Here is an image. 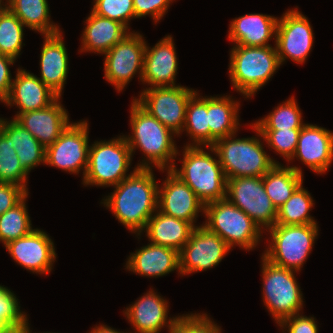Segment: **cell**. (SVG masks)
<instances>
[{
  "label": "cell",
  "instance_id": "obj_1",
  "mask_svg": "<svg viewBox=\"0 0 333 333\" xmlns=\"http://www.w3.org/2000/svg\"><path fill=\"white\" fill-rule=\"evenodd\" d=\"M153 168H137L115 185L113 192L102 199L116 219L131 233L140 237L148 220L158 209V187Z\"/></svg>",
  "mask_w": 333,
  "mask_h": 333
},
{
  "label": "cell",
  "instance_id": "obj_2",
  "mask_svg": "<svg viewBox=\"0 0 333 333\" xmlns=\"http://www.w3.org/2000/svg\"><path fill=\"white\" fill-rule=\"evenodd\" d=\"M130 108L129 125L132 133L131 135H124V137L132 156L134 155L133 152L135 153L134 150L138 148L145 156L136 167H156L163 172L171 169L176 164L174 160L179 154V149H177L173 140L176 134L144 110L134 99Z\"/></svg>",
  "mask_w": 333,
  "mask_h": 333
},
{
  "label": "cell",
  "instance_id": "obj_3",
  "mask_svg": "<svg viewBox=\"0 0 333 333\" xmlns=\"http://www.w3.org/2000/svg\"><path fill=\"white\" fill-rule=\"evenodd\" d=\"M183 148L182 167L177 169L174 165L170 170L195 192L204 205L225 199L226 177L219 158L216 159L218 155L215 149L212 146L186 145Z\"/></svg>",
  "mask_w": 333,
  "mask_h": 333
},
{
  "label": "cell",
  "instance_id": "obj_4",
  "mask_svg": "<svg viewBox=\"0 0 333 333\" xmlns=\"http://www.w3.org/2000/svg\"><path fill=\"white\" fill-rule=\"evenodd\" d=\"M250 126L257 137L240 139L234 134L220 138L212 145L226 180L246 176L263 177L275 164H281L267 154L263 147L262 134L253 124Z\"/></svg>",
  "mask_w": 333,
  "mask_h": 333
},
{
  "label": "cell",
  "instance_id": "obj_5",
  "mask_svg": "<svg viewBox=\"0 0 333 333\" xmlns=\"http://www.w3.org/2000/svg\"><path fill=\"white\" fill-rule=\"evenodd\" d=\"M280 67L276 47L234 45L230 51L229 78L236 92L251 98Z\"/></svg>",
  "mask_w": 333,
  "mask_h": 333
},
{
  "label": "cell",
  "instance_id": "obj_6",
  "mask_svg": "<svg viewBox=\"0 0 333 333\" xmlns=\"http://www.w3.org/2000/svg\"><path fill=\"white\" fill-rule=\"evenodd\" d=\"M131 161L132 153L124 135L107 141H96L89 148L88 166L82 184L114 187L137 169L134 167L130 174L127 173Z\"/></svg>",
  "mask_w": 333,
  "mask_h": 333
},
{
  "label": "cell",
  "instance_id": "obj_7",
  "mask_svg": "<svg viewBox=\"0 0 333 333\" xmlns=\"http://www.w3.org/2000/svg\"><path fill=\"white\" fill-rule=\"evenodd\" d=\"M204 215L207 219L203 226L220 236L231 249L239 246L253 250L261 241L260 227L226 198L205 204Z\"/></svg>",
  "mask_w": 333,
  "mask_h": 333
},
{
  "label": "cell",
  "instance_id": "obj_8",
  "mask_svg": "<svg viewBox=\"0 0 333 333\" xmlns=\"http://www.w3.org/2000/svg\"><path fill=\"white\" fill-rule=\"evenodd\" d=\"M318 225H279L269 228L270 243L262 256L271 263L301 271L318 238Z\"/></svg>",
  "mask_w": 333,
  "mask_h": 333
},
{
  "label": "cell",
  "instance_id": "obj_9",
  "mask_svg": "<svg viewBox=\"0 0 333 333\" xmlns=\"http://www.w3.org/2000/svg\"><path fill=\"white\" fill-rule=\"evenodd\" d=\"M261 259L264 305L279 324L302 312L303 294L294 274L297 271L277 266L263 256Z\"/></svg>",
  "mask_w": 333,
  "mask_h": 333
},
{
  "label": "cell",
  "instance_id": "obj_10",
  "mask_svg": "<svg viewBox=\"0 0 333 333\" xmlns=\"http://www.w3.org/2000/svg\"><path fill=\"white\" fill-rule=\"evenodd\" d=\"M196 92L197 90L181 85L146 87L139 98L133 99L178 137L184 129L188 101Z\"/></svg>",
  "mask_w": 333,
  "mask_h": 333
},
{
  "label": "cell",
  "instance_id": "obj_11",
  "mask_svg": "<svg viewBox=\"0 0 333 333\" xmlns=\"http://www.w3.org/2000/svg\"><path fill=\"white\" fill-rule=\"evenodd\" d=\"M225 198L244 211L262 231L275 225L277 209L265 191L263 177L227 179Z\"/></svg>",
  "mask_w": 333,
  "mask_h": 333
},
{
  "label": "cell",
  "instance_id": "obj_12",
  "mask_svg": "<svg viewBox=\"0 0 333 333\" xmlns=\"http://www.w3.org/2000/svg\"><path fill=\"white\" fill-rule=\"evenodd\" d=\"M146 41L139 32L132 31L113 48L104 53V78L118 92L124 90L138 73L142 82Z\"/></svg>",
  "mask_w": 333,
  "mask_h": 333
},
{
  "label": "cell",
  "instance_id": "obj_13",
  "mask_svg": "<svg viewBox=\"0 0 333 333\" xmlns=\"http://www.w3.org/2000/svg\"><path fill=\"white\" fill-rule=\"evenodd\" d=\"M89 124L86 120L72 122L46 147L45 164L71 174L86 173L89 157Z\"/></svg>",
  "mask_w": 333,
  "mask_h": 333
},
{
  "label": "cell",
  "instance_id": "obj_14",
  "mask_svg": "<svg viewBox=\"0 0 333 333\" xmlns=\"http://www.w3.org/2000/svg\"><path fill=\"white\" fill-rule=\"evenodd\" d=\"M297 8L288 9L277 21L274 46L280 65L284 64L287 58L297 64L305 63L313 46L312 26Z\"/></svg>",
  "mask_w": 333,
  "mask_h": 333
},
{
  "label": "cell",
  "instance_id": "obj_15",
  "mask_svg": "<svg viewBox=\"0 0 333 333\" xmlns=\"http://www.w3.org/2000/svg\"><path fill=\"white\" fill-rule=\"evenodd\" d=\"M231 248L217 234L203 224L195 227L188 242L179 251V268L182 276L202 272L217 266Z\"/></svg>",
  "mask_w": 333,
  "mask_h": 333
},
{
  "label": "cell",
  "instance_id": "obj_16",
  "mask_svg": "<svg viewBox=\"0 0 333 333\" xmlns=\"http://www.w3.org/2000/svg\"><path fill=\"white\" fill-rule=\"evenodd\" d=\"M5 248L16 263L33 274L51 272L57 255L50 236L38 228L9 242Z\"/></svg>",
  "mask_w": 333,
  "mask_h": 333
},
{
  "label": "cell",
  "instance_id": "obj_17",
  "mask_svg": "<svg viewBox=\"0 0 333 333\" xmlns=\"http://www.w3.org/2000/svg\"><path fill=\"white\" fill-rule=\"evenodd\" d=\"M167 178L158 187V210L168 216L191 223L194 227L204 203L195 192L170 169Z\"/></svg>",
  "mask_w": 333,
  "mask_h": 333
},
{
  "label": "cell",
  "instance_id": "obj_18",
  "mask_svg": "<svg viewBox=\"0 0 333 333\" xmlns=\"http://www.w3.org/2000/svg\"><path fill=\"white\" fill-rule=\"evenodd\" d=\"M168 308V301L151 289L126 307L123 314L135 333H159L165 327L170 333L178 316L168 319Z\"/></svg>",
  "mask_w": 333,
  "mask_h": 333
},
{
  "label": "cell",
  "instance_id": "obj_19",
  "mask_svg": "<svg viewBox=\"0 0 333 333\" xmlns=\"http://www.w3.org/2000/svg\"><path fill=\"white\" fill-rule=\"evenodd\" d=\"M295 157L317 174H325L333 161V132L316 124H305L300 131Z\"/></svg>",
  "mask_w": 333,
  "mask_h": 333
},
{
  "label": "cell",
  "instance_id": "obj_20",
  "mask_svg": "<svg viewBox=\"0 0 333 333\" xmlns=\"http://www.w3.org/2000/svg\"><path fill=\"white\" fill-rule=\"evenodd\" d=\"M177 60L171 35H165L152 48L146 43L142 83L150 85L148 88L177 86Z\"/></svg>",
  "mask_w": 333,
  "mask_h": 333
},
{
  "label": "cell",
  "instance_id": "obj_21",
  "mask_svg": "<svg viewBox=\"0 0 333 333\" xmlns=\"http://www.w3.org/2000/svg\"><path fill=\"white\" fill-rule=\"evenodd\" d=\"M60 99L61 97H58L46 108L16 113L13 117L45 148L53 144L70 124L68 111L63 107Z\"/></svg>",
  "mask_w": 333,
  "mask_h": 333
},
{
  "label": "cell",
  "instance_id": "obj_22",
  "mask_svg": "<svg viewBox=\"0 0 333 333\" xmlns=\"http://www.w3.org/2000/svg\"><path fill=\"white\" fill-rule=\"evenodd\" d=\"M57 98L36 75L19 67L9 96L3 103L10 107L16 105L19 108L17 113H26L46 108Z\"/></svg>",
  "mask_w": 333,
  "mask_h": 333
},
{
  "label": "cell",
  "instance_id": "obj_23",
  "mask_svg": "<svg viewBox=\"0 0 333 333\" xmlns=\"http://www.w3.org/2000/svg\"><path fill=\"white\" fill-rule=\"evenodd\" d=\"M40 53L41 77H38L58 97L69 73V59L62 31L54 35H45Z\"/></svg>",
  "mask_w": 333,
  "mask_h": 333
},
{
  "label": "cell",
  "instance_id": "obj_24",
  "mask_svg": "<svg viewBox=\"0 0 333 333\" xmlns=\"http://www.w3.org/2000/svg\"><path fill=\"white\" fill-rule=\"evenodd\" d=\"M131 255L125 269L144 277H160L176 270L180 273L179 252L167 246L148 243Z\"/></svg>",
  "mask_w": 333,
  "mask_h": 333
},
{
  "label": "cell",
  "instance_id": "obj_25",
  "mask_svg": "<svg viewBox=\"0 0 333 333\" xmlns=\"http://www.w3.org/2000/svg\"><path fill=\"white\" fill-rule=\"evenodd\" d=\"M277 21L278 17L261 13L239 16L229 24L228 39L234 45L271 46L268 42L276 38Z\"/></svg>",
  "mask_w": 333,
  "mask_h": 333
},
{
  "label": "cell",
  "instance_id": "obj_26",
  "mask_svg": "<svg viewBox=\"0 0 333 333\" xmlns=\"http://www.w3.org/2000/svg\"><path fill=\"white\" fill-rule=\"evenodd\" d=\"M80 52L104 54L123 40L131 30L118 21L90 12L85 20Z\"/></svg>",
  "mask_w": 333,
  "mask_h": 333
},
{
  "label": "cell",
  "instance_id": "obj_27",
  "mask_svg": "<svg viewBox=\"0 0 333 333\" xmlns=\"http://www.w3.org/2000/svg\"><path fill=\"white\" fill-rule=\"evenodd\" d=\"M194 229L191 223L168 216L157 209L148 220L144 232L150 243L167 246L179 252Z\"/></svg>",
  "mask_w": 333,
  "mask_h": 333
},
{
  "label": "cell",
  "instance_id": "obj_28",
  "mask_svg": "<svg viewBox=\"0 0 333 333\" xmlns=\"http://www.w3.org/2000/svg\"><path fill=\"white\" fill-rule=\"evenodd\" d=\"M240 103L231 96H207L210 146L218 139L234 135L239 130Z\"/></svg>",
  "mask_w": 333,
  "mask_h": 333
},
{
  "label": "cell",
  "instance_id": "obj_29",
  "mask_svg": "<svg viewBox=\"0 0 333 333\" xmlns=\"http://www.w3.org/2000/svg\"><path fill=\"white\" fill-rule=\"evenodd\" d=\"M0 130L12 141L20 165L29 174L34 167L45 165L46 148L14 118L1 119Z\"/></svg>",
  "mask_w": 333,
  "mask_h": 333
},
{
  "label": "cell",
  "instance_id": "obj_30",
  "mask_svg": "<svg viewBox=\"0 0 333 333\" xmlns=\"http://www.w3.org/2000/svg\"><path fill=\"white\" fill-rule=\"evenodd\" d=\"M300 167L275 164L264 176L263 185L273 205L281 207L303 184V174Z\"/></svg>",
  "mask_w": 333,
  "mask_h": 333
},
{
  "label": "cell",
  "instance_id": "obj_31",
  "mask_svg": "<svg viewBox=\"0 0 333 333\" xmlns=\"http://www.w3.org/2000/svg\"><path fill=\"white\" fill-rule=\"evenodd\" d=\"M5 6L14 13L25 27L41 35L60 33L59 26L50 19L47 0H6Z\"/></svg>",
  "mask_w": 333,
  "mask_h": 333
},
{
  "label": "cell",
  "instance_id": "obj_32",
  "mask_svg": "<svg viewBox=\"0 0 333 333\" xmlns=\"http://www.w3.org/2000/svg\"><path fill=\"white\" fill-rule=\"evenodd\" d=\"M196 92L186 107L184 129L192 143L186 146H210V128L208 125L207 97ZM199 96V97H198Z\"/></svg>",
  "mask_w": 333,
  "mask_h": 333
},
{
  "label": "cell",
  "instance_id": "obj_33",
  "mask_svg": "<svg viewBox=\"0 0 333 333\" xmlns=\"http://www.w3.org/2000/svg\"><path fill=\"white\" fill-rule=\"evenodd\" d=\"M314 200L308 190L301 184L292 196L277 209L275 224L279 225H306L318 224L309 214L314 207Z\"/></svg>",
  "mask_w": 333,
  "mask_h": 333
},
{
  "label": "cell",
  "instance_id": "obj_34",
  "mask_svg": "<svg viewBox=\"0 0 333 333\" xmlns=\"http://www.w3.org/2000/svg\"><path fill=\"white\" fill-rule=\"evenodd\" d=\"M302 120L301 110L292 96L275 107L267 116L256 120L253 125L258 130L301 129L305 125Z\"/></svg>",
  "mask_w": 333,
  "mask_h": 333
},
{
  "label": "cell",
  "instance_id": "obj_35",
  "mask_svg": "<svg viewBox=\"0 0 333 333\" xmlns=\"http://www.w3.org/2000/svg\"><path fill=\"white\" fill-rule=\"evenodd\" d=\"M28 195L29 193L13 208L0 215V242L4 246L33 230L26 205Z\"/></svg>",
  "mask_w": 333,
  "mask_h": 333
},
{
  "label": "cell",
  "instance_id": "obj_36",
  "mask_svg": "<svg viewBox=\"0 0 333 333\" xmlns=\"http://www.w3.org/2000/svg\"><path fill=\"white\" fill-rule=\"evenodd\" d=\"M24 24L6 6L0 11V54L17 60L21 54Z\"/></svg>",
  "mask_w": 333,
  "mask_h": 333
},
{
  "label": "cell",
  "instance_id": "obj_37",
  "mask_svg": "<svg viewBox=\"0 0 333 333\" xmlns=\"http://www.w3.org/2000/svg\"><path fill=\"white\" fill-rule=\"evenodd\" d=\"M28 175L20 165L12 141L0 130V182L19 185L28 192Z\"/></svg>",
  "mask_w": 333,
  "mask_h": 333
},
{
  "label": "cell",
  "instance_id": "obj_38",
  "mask_svg": "<svg viewBox=\"0 0 333 333\" xmlns=\"http://www.w3.org/2000/svg\"><path fill=\"white\" fill-rule=\"evenodd\" d=\"M300 131L301 129L259 130L268 147L275 150V153L280 154L288 163L295 154Z\"/></svg>",
  "mask_w": 333,
  "mask_h": 333
},
{
  "label": "cell",
  "instance_id": "obj_39",
  "mask_svg": "<svg viewBox=\"0 0 333 333\" xmlns=\"http://www.w3.org/2000/svg\"><path fill=\"white\" fill-rule=\"evenodd\" d=\"M93 3V13L118 21L128 29L129 21L136 19L133 0H93Z\"/></svg>",
  "mask_w": 333,
  "mask_h": 333
},
{
  "label": "cell",
  "instance_id": "obj_40",
  "mask_svg": "<svg viewBox=\"0 0 333 333\" xmlns=\"http://www.w3.org/2000/svg\"><path fill=\"white\" fill-rule=\"evenodd\" d=\"M19 305L16 295L0 285V330L28 321L27 314L21 311Z\"/></svg>",
  "mask_w": 333,
  "mask_h": 333
},
{
  "label": "cell",
  "instance_id": "obj_41",
  "mask_svg": "<svg viewBox=\"0 0 333 333\" xmlns=\"http://www.w3.org/2000/svg\"><path fill=\"white\" fill-rule=\"evenodd\" d=\"M201 314L178 315L175 327L170 333H222L221 327L215 324L207 313Z\"/></svg>",
  "mask_w": 333,
  "mask_h": 333
},
{
  "label": "cell",
  "instance_id": "obj_42",
  "mask_svg": "<svg viewBox=\"0 0 333 333\" xmlns=\"http://www.w3.org/2000/svg\"><path fill=\"white\" fill-rule=\"evenodd\" d=\"M174 0H133L136 18L151 16L154 23L160 21L168 12Z\"/></svg>",
  "mask_w": 333,
  "mask_h": 333
},
{
  "label": "cell",
  "instance_id": "obj_43",
  "mask_svg": "<svg viewBox=\"0 0 333 333\" xmlns=\"http://www.w3.org/2000/svg\"><path fill=\"white\" fill-rule=\"evenodd\" d=\"M281 330L285 329L288 333H318V325L314 316L307 317L302 313L285 318L278 324ZM283 330V333H287Z\"/></svg>",
  "mask_w": 333,
  "mask_h": 333
},
{
  "label": "cell",
  "instance_id": "obj_44",
  "mask_svg": "<svg viewBox=\"0 0 333 333\" xmlns=\"http://www.w3.org/2000/svg\"><path fill=\"white\" fill-rule=\"evenodd\" d=\"M28 193L19 185L0 182V215L13 208Z\"/></svg>",
  "mask_w": 333,
  "mask_h": 333
},
{
  "label": "cell",
  "instance_id": "obj_45",
  "mask_svg": "<svg viewBox=\"0 0 333 333\" xmlns=\"http://www.w3.org/2000/svg\"><path fill=\"white\" fill-rule=\"evenodd\" d=\"M16 62V59L0 55V102H4L9 96L11 85L13 82L10 66Z\"/></svg>",
  "mask_w": 333,
  "mask_h": 333
},
{
  "label": "cell",
  "instance_id": "obj_46",
  "mask_svg": "<svg viewBox=\"0 0 333 333\" xmlns=\"http://www.w3.org/2000/svg\"><path fill=\"white\" fill-rule=\"evenodd\" d=\"M29 323L28 321L24 324L10 326L8 328L0 330V333H28Z\"/></svg>",
  "mask_w": 333,
  "mask_h": 333
},
{
  "label": "cell",
  "instance_id": "obj_47",
  "mask_svg": "<svg viewBox=\"0 0 333 333\" xmlns=\"http://www.w3.org/2000/svg\"><path fill=\"white\" fill-rule=\"evenodd\" d=\"M89 333H128V332L118 331L107 325L100 324L99 326H95ZM129 333H131V332H129Z\"/></svg>",
  "mask_w": 333,
  "mask_h": 333
},
{
  "label": "cell",
  "instance_id": "obj_48",
  "mask_svg": "<svg viewBox=\"0 0 333 333\" xmlns=\"http://www.w3.org/2000/svg\"><path fill=\"white\" fill-rule=\"evenodd\" d=\"M4 3V4H3ZM5 7V2L0 0V11Z\"/></svg>",
  "mask_w": 333,
  "mask_h": 333
},
{
  "label": "cell",
  "instance_id": "obj_49",
  "mask_svg": "<svg viewBox=\"0 0 333 333\" xmlns=\"http://www.w3.org/2000/svg\"><path fill=\"white\" fill-rule=\"evenodd\" d=\"M31 332H32V330H30V327H29L28 333H31ZM47 333H51V332H47ZM52 333H55V332H52Z\"/></svg>",
  "mask_w": 333,
  "mask_h": 333
}]
</instances>
